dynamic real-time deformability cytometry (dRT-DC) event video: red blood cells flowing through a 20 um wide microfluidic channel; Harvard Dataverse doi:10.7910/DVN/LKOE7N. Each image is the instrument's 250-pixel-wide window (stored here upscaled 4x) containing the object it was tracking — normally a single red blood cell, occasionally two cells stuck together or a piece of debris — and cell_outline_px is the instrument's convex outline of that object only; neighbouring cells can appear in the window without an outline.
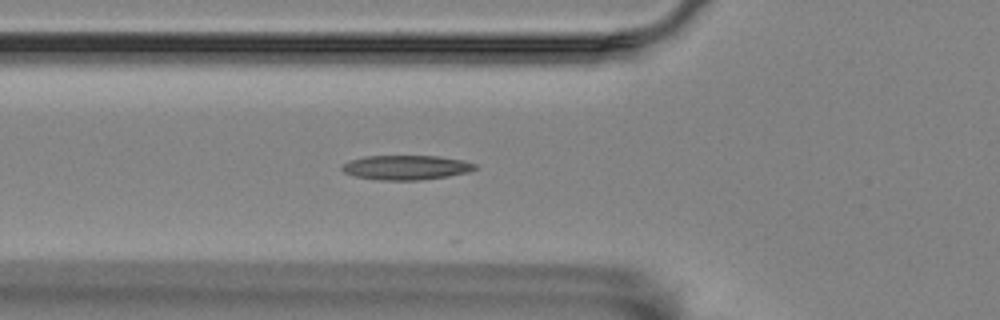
{"species": "Egyptian fruit bat (a non-hibernating species)", "species_latin": "Rousettus aegyptiacus", "temperature_condition": "room temperature", "stored_images_in_passage": 5, "camera_frame_rate_fps": 3000, "um_per_image_px": 0.085, "animal": {"sex": "female"}, "frame": {"image": 1, "passage_image": 3, "time_ms": 0.667, "image_size_px": [1000, 320], "cell_outline_px": [[476, 168], [468, 172], [448, 176], [420, 180], [380, 180], [356, 176], [344, 172], [340, 168], [344, 164], [352, 160], [364, 156], [436, 156], [464, 160], [476, 164]], "centroid_in_image_um": [34.54, 14.23], "position_along_channel_um": 91.3, "area_um2": 18.84}}